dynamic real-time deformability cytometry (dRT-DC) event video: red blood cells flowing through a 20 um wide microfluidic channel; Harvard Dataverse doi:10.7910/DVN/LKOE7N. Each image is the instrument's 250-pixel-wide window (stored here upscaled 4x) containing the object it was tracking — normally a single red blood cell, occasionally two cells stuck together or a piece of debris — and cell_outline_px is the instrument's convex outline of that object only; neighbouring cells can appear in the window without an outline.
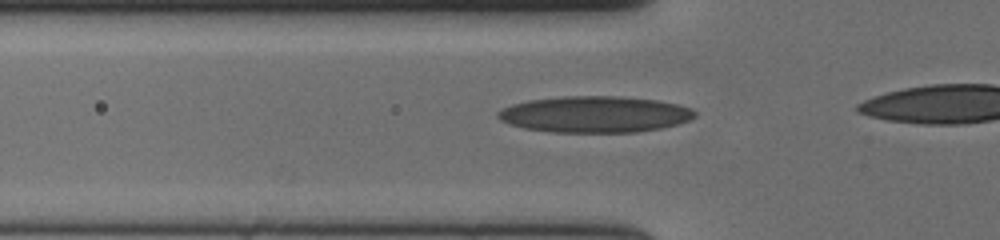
{"species": "human", "species_latin": "Homo sapiens", "temperature_condition": "cold", "stored_images_in_passage": 22, "camera_frame_rate_fps": 3000, "um_per_image_px": 0.085, "donor": {"sex": "female"}, "frame": {"image": 1, "passage_image": 16, "time_ms": 5.0, "image_size_px": [1000, 240], "cell_outline_px": [[696, 116], [688, 120], [676, 124], [660, 128], [636, 132], [552, 132], [524, 128], [500, 120], [496, 116], [496, 112], [500, 108], [512, 104], [528, 100], [564, 96], [620, 96], [656, 100], [676, 104], [688, 108], [696, 112]], "centroid_in_image_um": [50.5, 9.71], "position_along_channel_um": 75.3, "area_um2": 41.56}}
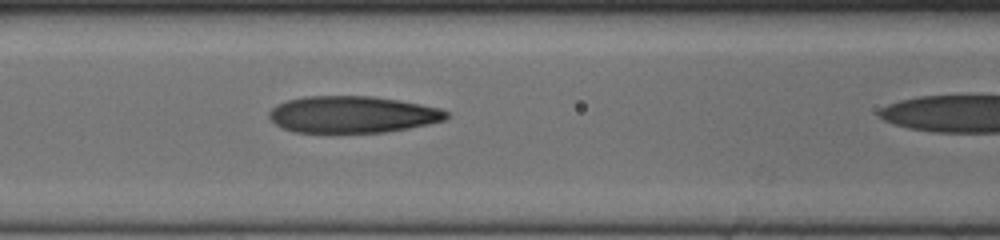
{"frame": {"image": 2, "passage_image": 21, "time_ms": 6.667, "image_size_px": [1000, 240], "cell_outline_px": [[448, 116], [444, 120], [428, 124], [408, 128], [384, 132], [292, 132], [280, 128], [268, 116], [268, 112], [276, 104], [288, 100], [304, 96], [372, 96], [400, 100], [440, 108], [448, 112]], "centroid_in_image_um": [29.92, 9.72], "position_along_channel_um": 136.7, "area_um2": 38.03}}